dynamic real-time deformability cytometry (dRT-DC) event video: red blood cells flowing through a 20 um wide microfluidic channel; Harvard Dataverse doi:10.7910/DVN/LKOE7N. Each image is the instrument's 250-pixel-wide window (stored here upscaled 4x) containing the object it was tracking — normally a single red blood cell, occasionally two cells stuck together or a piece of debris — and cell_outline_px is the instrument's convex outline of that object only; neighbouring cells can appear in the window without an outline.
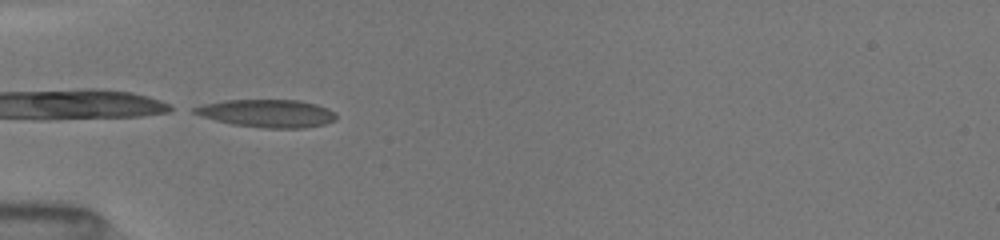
{"species": "common noctule bat (a hibernating species)", "species_latin": "Nyctalus noctula", "temperature_condition": "room temperature", "stored_images_in_passage": 29, "camera_frame_rate_fps": 3000, "um_per_image_px": 0.085, "animal": {"sex": "female", "body_mass_g": 19.5, "forearm_length_mm": 54.1}, "frame": {"image": 1, "passage_image": 1, "time_ms": 0.0, "image_size_px": [1000, 240], "cell_outline_px": [[336, 120], [324, 124], [304, 128], [264, 128], [232, 124], [216, 120], [192, 112], [192, 108], [200, 104], [224, 100], [300, 100], [316, 104], [328, 108], [336, 112]], "centroid_in_image_um": [22.73, 9.63], "position_along_channel_um": 62.3, "area_um2": 23.06}}
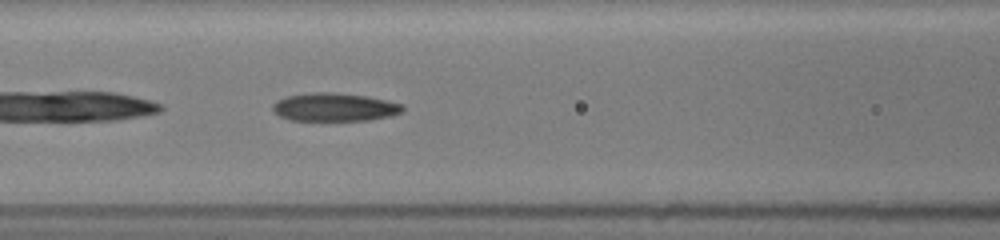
{"frame": {"image": 2, "passage_image": 10, "time_ms": 2.0, "image_size_px": [1000, 240], "cell_outline_px": [[404, 112], [392, 116], [368, 120], [292, 120], [280, 116], [272, 108], [272, 104], [276, 100], [288, 96], [312, 92], [332, 92], [368, 96], [404, 104]], "centroid_in_image_um": [28.48, 9.1], "position_along_channel_um": 138.1, "area_um2": 21.44}}
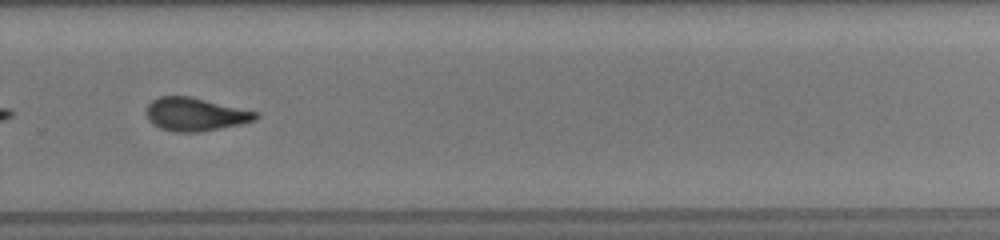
{"frame": {"image": 3, "passage_image": 26, "time_ms": 6.333, "image_size_px": [1000, 240], "cell_outline_px": [[260, 116], [256, 120], [240, 124], [200, 132], [176, 132], [160, 128], [152, 124], [148, 120], [148, 104], [152, 100], [160, 96], [192, 96], [260, 112]], "centroid_in_image_um": [16.65, 9.71], "position_along_channel_um": 313.2, "area_um2": 21.33}}